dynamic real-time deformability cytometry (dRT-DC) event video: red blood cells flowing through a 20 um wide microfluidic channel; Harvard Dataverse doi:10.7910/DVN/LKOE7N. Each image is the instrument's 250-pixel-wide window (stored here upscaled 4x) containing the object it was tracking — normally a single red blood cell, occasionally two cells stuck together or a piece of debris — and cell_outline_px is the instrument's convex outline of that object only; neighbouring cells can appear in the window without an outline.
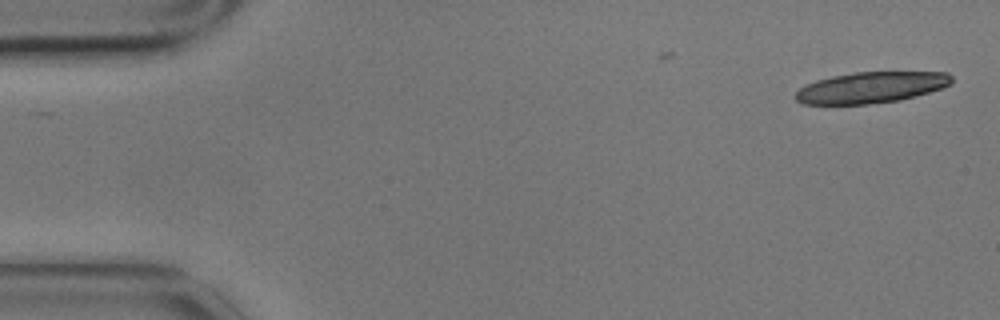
{"species": "common noctule bat (a hibernating species)", "species_latin": "Nyctalus noctula", "temperature_condition": "cold", "stored_images_in_passage": 4, "camera_frame_rate_fps": 3000, "um_per_image_px": 0.085, "animal": {"sex": "male", "body_mass_g": 17.9}, "frame": {"image": 1, "passage_image": 1, "time_ms": 0.0, "image_size_px": [1000, 320], "cell_outline_px": [[952, 84], [944, 88], [900, 100], [868, 104], [804, 104], [796, 100], [796, 92], [804, 84], [816, 80], [832, 76], [856, 72], [948, 72], [952, 76]], "centroid_in_image_um": [74.07, 7.43], "position_along_channel_um": 10.9, "area_um2": 28.38}}